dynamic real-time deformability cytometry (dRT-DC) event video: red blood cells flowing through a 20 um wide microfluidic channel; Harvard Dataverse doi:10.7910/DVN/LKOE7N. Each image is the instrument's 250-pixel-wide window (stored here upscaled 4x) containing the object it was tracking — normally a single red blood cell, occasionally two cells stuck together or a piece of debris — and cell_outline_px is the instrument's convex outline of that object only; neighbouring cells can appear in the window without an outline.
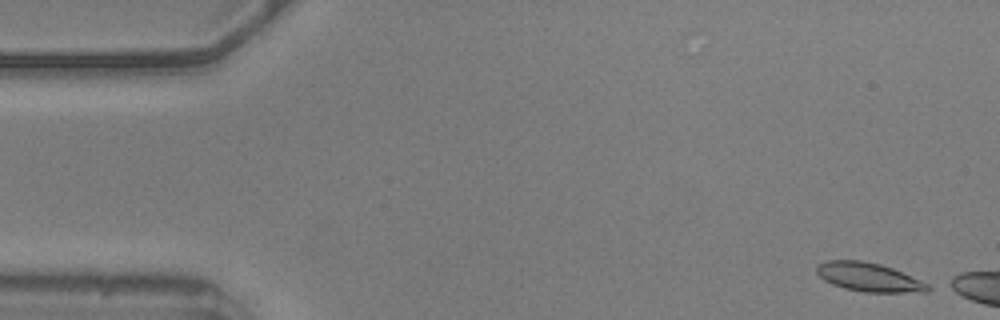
{"species": "common noctule bat (a hibernating species)", "species_latin": "Nyctalus noctula", "temperature_condition": "warm", "stored_images_in_passage": 7, "camera_frame_rate_fps": 3000, "um_per_image_px": 0.085, "animal": {"sex": "male", "body_mass_g": 20.5, "forearm_length_mm": 52.5}, "frame": {"image": 1, "passage_image": 1, "time_ms": 0.0, "image_size_px": [1000, 320], "cell_outline_px": [[936, 288], [928, 292], [864, 292], [844, 288], [832, 284], [824, 280], [816, 272], [816, 264], [828, 260], [860, 260], [880, 264], [892, 268], [920, 280]], "centroid_in_image_um": [73.87, 23.56], "position_along_channel_um": 11.1, "area_um2": 18.73}}